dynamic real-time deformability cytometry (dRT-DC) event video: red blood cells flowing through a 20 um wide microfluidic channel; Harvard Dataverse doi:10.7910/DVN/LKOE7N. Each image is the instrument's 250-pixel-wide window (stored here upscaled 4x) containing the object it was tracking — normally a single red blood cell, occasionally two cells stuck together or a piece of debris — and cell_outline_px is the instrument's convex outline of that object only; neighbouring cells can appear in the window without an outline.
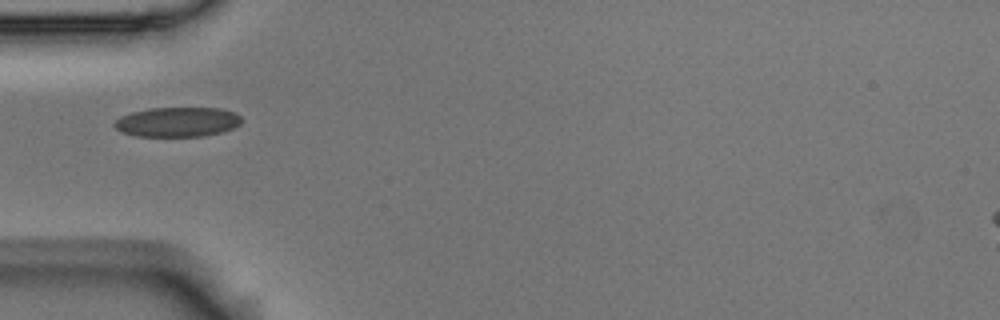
{"species": "Egyptian fruit bat (a non-hibernating species)", "species_latin": "Rousettus aegyptiacus", "temperature_condition": "room temperature", "stored_images_in_passage": 1, "camera_frame_rate_fps": 3000, "um_per_image_px": 0.085, "animal": {"sex": "male"}, "frame": {"image": 1, "passage_image": 1, "time_ms": 0.0, "image_size_px": [1000, 320], "cell_outline_px": [[240, 124], [232, 128], [220, 132], [204, 136], [136, 136], [120, 132], [112, 124], [120, 116], [132, 112], [148, 108], [220, 108], [236, 112], [240, 116]], "centroid_in_image_um": [15.05, 10.36], "position_along_channel_um": 69.9, "area_um2": 22.02}}